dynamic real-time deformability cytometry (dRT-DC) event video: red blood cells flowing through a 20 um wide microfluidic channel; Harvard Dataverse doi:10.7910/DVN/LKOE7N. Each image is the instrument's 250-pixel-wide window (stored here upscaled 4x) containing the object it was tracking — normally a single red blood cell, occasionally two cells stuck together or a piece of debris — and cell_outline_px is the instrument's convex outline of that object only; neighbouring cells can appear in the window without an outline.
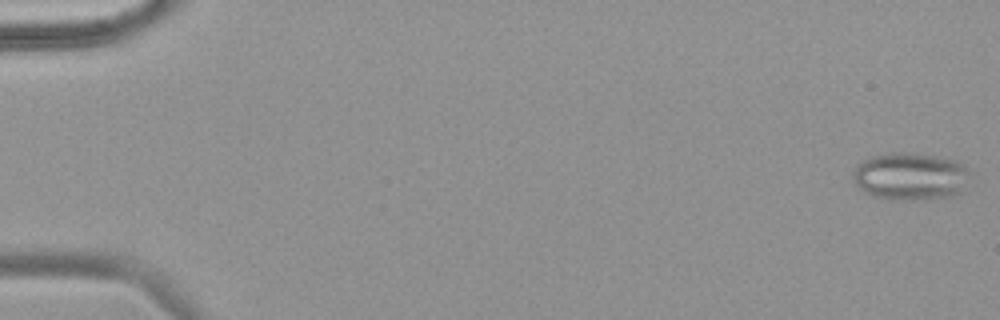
{"species": "common noctule bat (a hibernating species)", "species_latin": "Nyctalus noctula", "temperature_condition": "warm", "stored_images_in_passage": 55, "camera_frame_rate_fps": 3000, "um_per_image_px": 0.085, "animal": {"sex": "female", "body_mass_g": 18.4}, "frame": {"image": 1, "passage_image": 1, "time_ms": 0.0, "image_size_px": [1000, 320], "cell_outline_px": [[968, 172], [956, 192], [948, 196], [924, 200], [888, 200], [872, 196], [864, 192], [856, 184], [852, 176], [852, 172], [856, 164], [872, 156], [892, 152], [916, 152], [956, 160], [964, 164]], "centroid_in_image_um": [77.26, 14.97], "position_along_channel_um": 7.7, "area_um2": 32.25}}
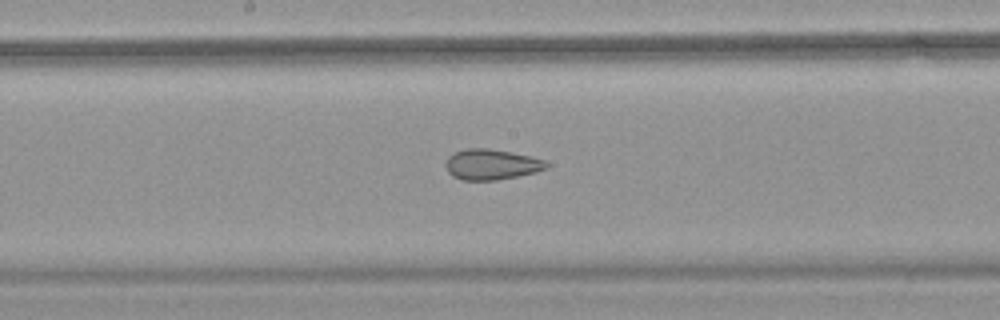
{"frame": {"image": 2, "passage_image": 30, "time_ms": 9.667, "image_size_px": [1000, 320], "cell_outline_px": [[548, 168], [536, 172], [496, 180], [464, 180], [452, 176], [448, 172], [444, 164], [448, 156], [456, 152], [468, 148], [488, 148], [528, 156], [544, 160], [548, 164]], "centroid_in_image_um": [41.74, 13.98], "position_along_channel_um": 206.5, "area_um2": 17.74}}
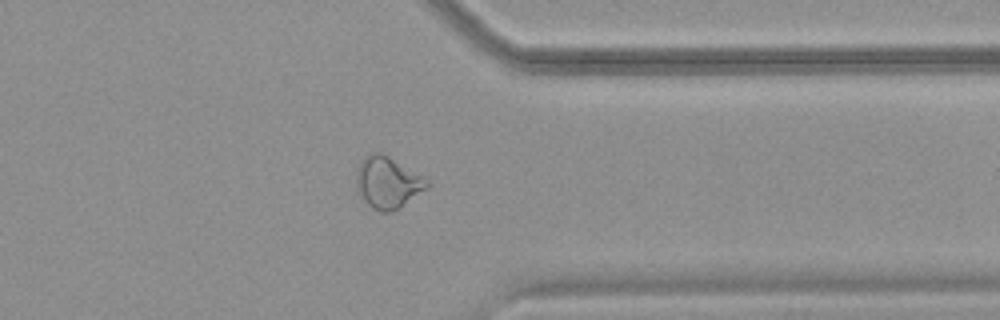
{"frame": {"image": 3, "passage_image": 44, "time_ms": 14.333, "image_size_px": [1000, 320], "cell_outline_px": [[432, 184], [392, 212], [380, 212], [372, 208], [356, 192], [356, 168], [364, 156], [372, 152], [380, 152], [388, 156], [420, 176]], "centroid_in_image_um": [32.87, 15.51], "position_along_channel_um": 378.5, "area_um2": 20.92}, "authors_computed_cell_mechanics": {"area_um2": 23.5246, "velocity_mm_per_s": 3.7548, "shape_relaxation_time_tau1_ms": null, "shape_relaxation_time_tau2_ms": 2.1226, "deformation_change_tau1": null, "deformation_change_tau2": 0.0934}}